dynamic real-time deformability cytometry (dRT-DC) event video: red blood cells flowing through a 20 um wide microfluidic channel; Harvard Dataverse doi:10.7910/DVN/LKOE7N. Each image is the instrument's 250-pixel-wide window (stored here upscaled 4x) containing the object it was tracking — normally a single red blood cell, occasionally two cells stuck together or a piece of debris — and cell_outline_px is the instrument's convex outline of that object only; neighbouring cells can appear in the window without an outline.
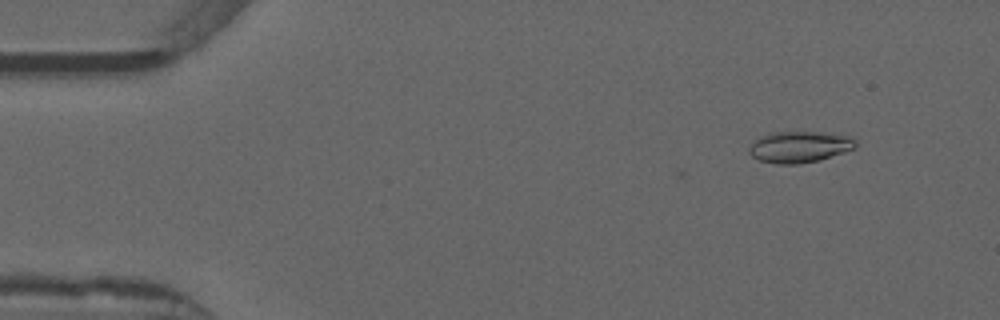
{"species": "common noctule bat (a hibernating species)", "species_latin": "Nyctalus noctula", "temperature_condition": "warm", "stored_images_in_passage": 3, "camera_frame_rate_fps": 3000, "um_per_image_px": 0.085, "animal": {"sex": "male", "forearm_length_mm": 52.5}, "frame": {"image": 1, "passage_image": 3, "time_ms": 0.667, "image_size_px": [1000, 320], "cell_outline_px": [[856, 148], [820, 160], [800, 164], [776, 164], [760, 160], [752, 156], [748, 152], [748, 148], [752, 140], [768, 132], [820, 132], [848, 136], [856, 140]], "centroid_in_image_um": [67.91, 12.48], "position_along_channel_um": 17.1, "area_um2": 19.65}}